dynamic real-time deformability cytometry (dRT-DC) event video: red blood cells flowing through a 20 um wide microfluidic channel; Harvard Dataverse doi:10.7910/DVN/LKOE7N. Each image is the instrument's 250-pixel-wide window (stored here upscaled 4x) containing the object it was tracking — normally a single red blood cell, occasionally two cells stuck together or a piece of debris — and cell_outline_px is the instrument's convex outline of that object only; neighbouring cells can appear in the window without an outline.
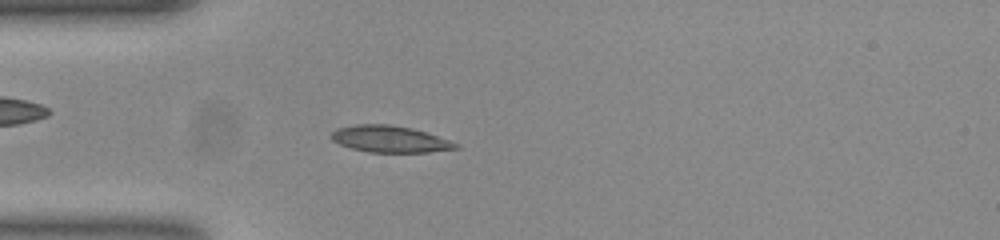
{"species": "common noctule bat (a hibernating species)", "species_latin": "Nyctalus noctula", "temperature_condition": "room temperature", "stored_images_in_passage": 52, "camera_frame_rate_fps": 3000, "um_per_image_px": 0.085, "animal": {"sex": "female", "body_mass_g": 23.0, "forearm_length_mm": 53.4}, "frame": {"image": 1, "passage_image": 14, "time_ms": 4.333, "image_size_px": [1000, 240], "cell_outline_px": [[460, 148], [428, 152], [368, 152], [352, 148], [340, 144], [332, 140], [332, 132], [336, 128], [356, 124], [392, 124], [412, 128], [460, 144]], "centroid_in_image_um": [33.13, 11.82], "position_along_channel_um": 51.9, "area_um2": 19.19}}
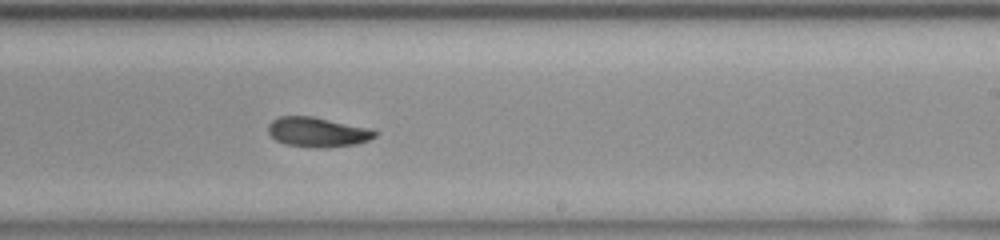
{"frame": {"image": 2, "passage_image": 31, "time_ms": 10.0, "image_size_px": [1000, 240], "cell_outline_px": [[376, 136], [368, 140], [356, 144], [320, 148], [284, 144], [276, 140], [268, 132], [268, 124], [272, 120], [280, 116], [312, 116], [372, 128], [376, 132]], "centroid_in_image_um": [26.99, 11.22], "position_along_channel_um": 262.0, "area_um2": 18.5}}
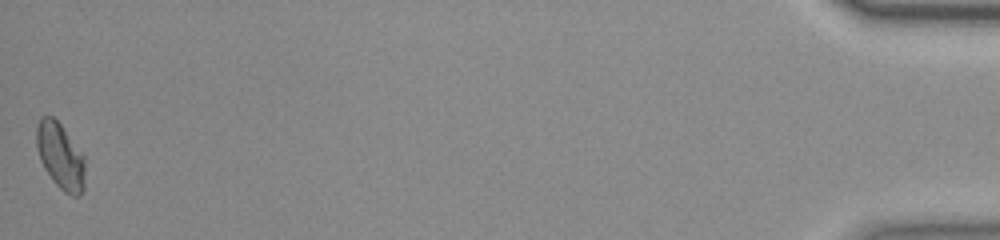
{"frame": {"image": 3, "passage_image": 52, "time_ms": 17.0, "image_size_px": [1000, 240], "cell_outline_px": [[84, 188], [76, 196], [72, 196], [64, 192], [52, 180], [44, 168], [40, 160], [36, 148], [36, 124], [40, 116], [52, 116], [60, 124], [84, 156]], "centroid_in_image_um": [5.09, 13.25], "position_along_channel_um": 430.1, "area_um2": 18.61}, "authors_computed_cell_mechanics": {"area_um2": 18.2937, "velocity_mm_per_s": 3.8426, "shape_relaxation_time_tau1_ms": null, "shape_relaxation_time_tau2_ms": 3.2666, "deformation_change_tau1": null, "deformation_change_tau2": 0.0687}}